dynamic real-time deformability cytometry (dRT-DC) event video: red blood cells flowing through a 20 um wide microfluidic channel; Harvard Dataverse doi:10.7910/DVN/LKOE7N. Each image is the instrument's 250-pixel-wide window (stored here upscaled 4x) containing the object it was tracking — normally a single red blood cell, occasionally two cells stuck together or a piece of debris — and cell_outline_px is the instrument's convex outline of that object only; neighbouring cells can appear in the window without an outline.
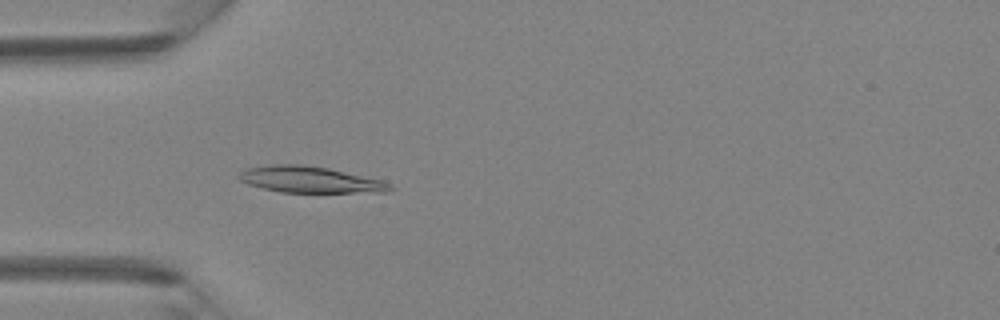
{"species": "Egyptian fruit bat (a non-hibernating species)", "species_latin": "Rousettus aegyptiacus", "temperature_condition": "room temperature", "stored_images_in_passage": 35, "camera_frame_rate_fps": 3000, "um_per_image_px": 0.085, "animal": {"sex": "female"}, "frame": {"image": 1, "passage_image": 4, "time_ms": 1.0, "image_size_px": [1000, 320], "cell_outline_px": [[396, 188], [392, 192], [280, 192], [248, 184], [240, 180], [236, 176], [244, 168], [272, 164], [304, 164], [328, 168], [384, 180], [392, 184]], "centroid_in_image_um": [26.4, 15.26], "position_along_channel_um": 58.6, "area_um2": 23.47}}
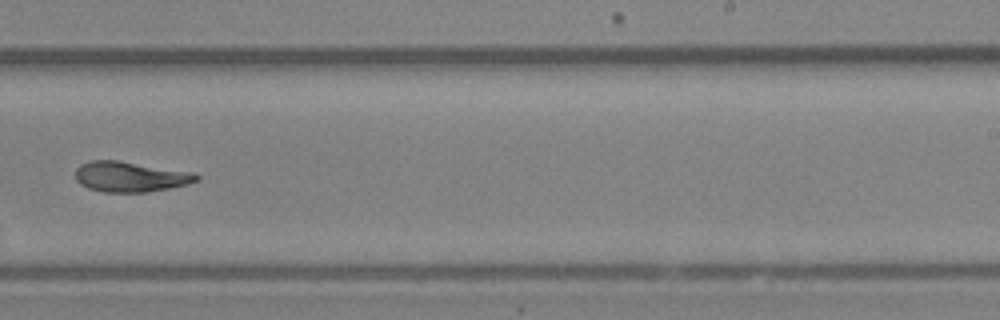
{"frame": {"image": 2, "passage_image": 19, "time_ms": 6.0, "image_size_px": [1000, 320], "cell_outline_px": [[200, 180], [188, 184], [168, 188], [144, 192], [104, 192], [88, 188], [80, 184], [76, 180], [76, 168], [80, 164], [88, 160], [116, 160], [192, 172], [200, 176]], "centroid_in_image_um": [11.05, 15.02], "position_along_channel_um": 277.9, "area_um2": 21.33}}
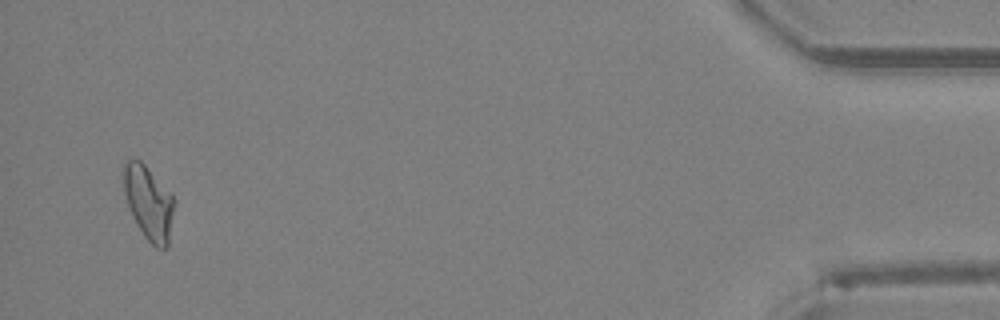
{"frame": {"image": 3, "passage_image": 34, "time_ms": 11.0, "image_size_px": [1000, 320], "cell_outline_px": [[176, 204], [168, 244], [164, 248], [156, 248], [144, 236], [136, 224], [132, 216], [124, 192], [124, 164], [128, 160], [140, 160], [172, 192], [176, 200]], "centroid_in_image_um": [12.68, 17.24], "position_along_channel_um": 422.5, "area_um2": 21.91}}